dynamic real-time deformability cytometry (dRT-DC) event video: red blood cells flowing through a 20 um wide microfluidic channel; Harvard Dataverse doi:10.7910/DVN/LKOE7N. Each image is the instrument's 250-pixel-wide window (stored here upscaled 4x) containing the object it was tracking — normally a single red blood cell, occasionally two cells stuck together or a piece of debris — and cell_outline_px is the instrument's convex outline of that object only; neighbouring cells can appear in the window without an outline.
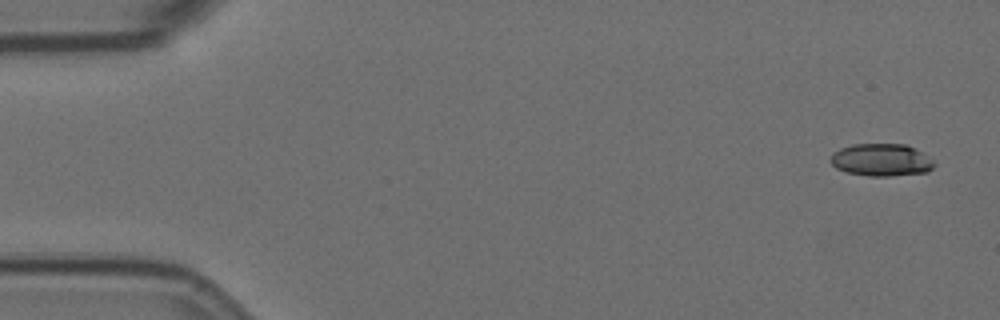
{"species": "Egyptian fruit bat (a non-hibernating species)", "species_latin": "Rousettus aegyptiacus", "temperature_condition": "room temperature", "stored_images_in_passage": 5, "camera_frame_rate_fps": 3000, "um_per_image_px": 0.085, "animal": {"sex": "female"}, "frame": {"image": 1, "passage_image": 1, "time_ms": 0.0, "image_size_px": [1000, 320], "cell_outline_px": [[936, 164], [928, 172], [888, 176], [868, 176], [848, 172], [836, 168], [828, 160], [832, 152], [840, 148], [852, 144], [904, 144], [916, 148], [932, 160]], "centroid_in_image_um": [74.88, 13.59], "position_along_channel_um": 10.1, "area_um2": 19.71}}
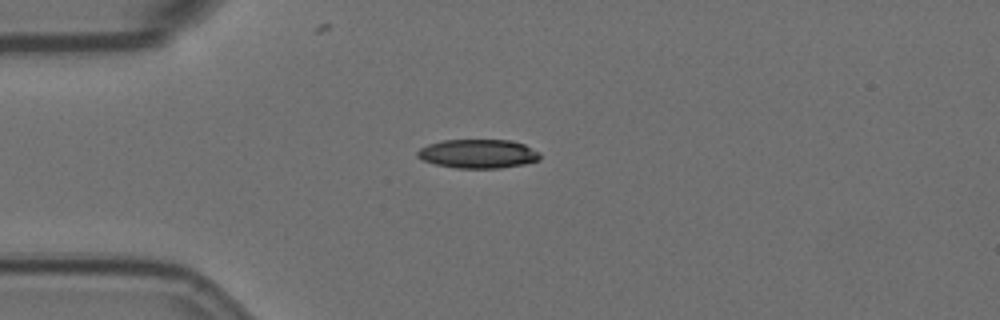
{"frame": {"image": 2, "passage_image": 3, "time_ms": 4.0, "image_size_px": [1000, 320], "cell_outline_px": [[540, 160], [524, 164], [500, 168], [456, 168], [436, 164], [424, 160], [416, 156], [416, 152], [420, 148], [428, 144], [444, 140], [512, 140], [524, 144], [540, 152]], "centroid_in_image_um": [40.66, 13.07], "position_along_channel_um": 44.3, "area_um2": 20.69}}
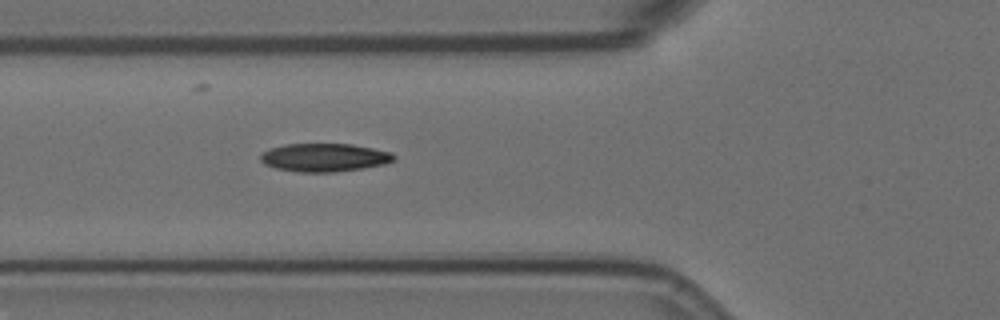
{"frame": {"image": 3, "passage_image": 5, "time_ms": 6.0, "image_size_px": [1000, 320], "cell_outline_px": [[396, 160], [384, 164], [364, 168], [332, 172], [296, 172], [276, 168], [264, 164], [260, 160], [260, 152], [268, 148], [288, 144], [352, 144], [392, 152], [396, 156]], "centroid_in_image_um": [27.56, 13.38], "position_along_channel_um": 98.2, "area_um2": 22.14}}